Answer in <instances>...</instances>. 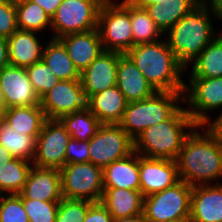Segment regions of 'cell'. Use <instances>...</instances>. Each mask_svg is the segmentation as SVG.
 <instances>
[{
  "label": "cell",
  "mask_w": 222,
  "mask_h": 222,
  "mask_svg": "<svg viewBox=\"0 0 222 222\" xmlns=\"http://www.w3.org/2000/svg\"><path fill=\"white\" fill-rule=\"evenodd\" d=\"M196 126L185 138L176 159L180 180L191 186L208 185L222 177V142L205 128ZM218 179V180H217Z\"/></svg>",
  "instance_id": "1"
},
{
  "label": "cell",
  "mask_w": 222,
  "mask_h": 222,
  "mask_svg": "<svg viewBox=\"0 0 222 222\" xmlns=\"http://www.w3.org/2000/svg\"><path fill=\"white\" fill-rule=\"evenodd\" d=\"M156 92H184L181 78L185 67L178 61L167 41L133 46L126 53Z\"/></svg>",
  "instance_id": "2"
},
{
  "label": "cell",
  "mask_w": 222,
  "mask_h": 222,
  "mask_svg": "<svg viewBox=\"0 0 222 222\" xmlns=\"http://www.w3.org/2000/svg\"><path fill=\"white\" fill-rule=\"evenodd\" d=\"M196 126L186 108L180 107L169 119L139 134L134 151L145 157L176 160L185 138Z\"/></svg>",
  "instance_id": "3"
},
{
  "label": "cell",
  "mask_w": 222,
  "mask_h": 222,
  "mask_svg": "<svg viewBox=\"0 0 222 222\" xmlns=\"http://www.w3.org/2000/svg\"><path fill=\"white\" fill-rule=\"evenodd\" d=\"M207 2L202 0L168 31V46L185 68L218 35L210 21Z\"/></svg>",
  "instance_id": "4"
},
{
  "label": "cell",
  "mask_w": 222,
  "mask_h": 222,
  "mask_svg": "<svg viewBox=\"0 0 222 222\" xmlns=\"http://www.w3.org/2000/svg\"><path fill=\"white\" fill-rule=\"evenodd\" d=\"M184 92H155L151 97L127 103L119 125L133 139L152 125L169 119L181 106Z\"/></svg>",
  "instance_id": "5"
},
{
  "label": "cell",
  "mask_w": 222,
  "mask_h": 222,
  "mask_svg": "<svg viewBox=\"0 0 222 222\" xmlns=\"http://www.w3.org/2000/svg\"><path fill=\"white\" fill-rule=\"evenodd\" d=\"M97 28L104 51L126 54L134 46L130 1L122 0L121 3H117L105 0L99 10Z\"/></svg>",
  "instance_id": "6"
},
{
  "label": "cell",
  "mask_w": 222,
  "mask_h": 222,
  "mask_svg": "<svg viewBox=\"0 0 222 222\" xmlns=\"http://www.w3.org/2000/svg\"><path fill=\"white\" fill-rule=\"evenodd\" d=\"M193 186L180 180L161 192L145 196L143 215L148 222L189 220Z\"/></svg>",
  "instance_id": "7"
},
{
  "label": "cell",
  "mask_w": 222,
  "mask_h": 222,
  "mask_svg": "<svg viewBox=\"0 0 222 222\" xmlns=\"http://www.w3.org/2000/svg\"><path fill=\"white\" fill-rule=\"evenodd\" d=\"M105 0H63L51 17L52 38L88 32L98 27L99 10Z\"/></svg>",
  "instance_id": "8"
},
{
  "label": "cell",
  "mask_w": 222,
  "mask_h": 222,
  "mask_svg": "<svg viewBox=\"0 0 222 222\" xmlns=\"http://www.w3.org/2000/svg\"><path fill=\"white\" fill-rule=\"evenodd\" d=\"M62 197L100 202L103 186V169L93 163L65 164L60 169Z\"/></svg>",
  "instance_id": "9"
},
{
  "label": "cell",
  "mask_w": 222,
  "mask_h": 222,
  "mask_svg": "<svg viewBox=\"0 0 222 222\" xmlns=\"http://www.w3.org/2000/svg\"><path fill=\"white\" fill-rule=\"evenodd\" d=\"M134 151V140L119 124H102L89 141V162L104 169Z\"/></svg>",
  "instance_id": "10"
},
{
  "label": "cell",
  "mask_w": 222,
  "mask_h": 222,
  "mask_svg": "<svg viewBox=\"0 0 222 222\" xmlns=\"http://www.w3.org/2000/svg\"><path fill=\"white\" fill-rule=\"evenodd\" d=\"M189 83L184 87L186 102L181 103H188L190 108L186 105V111L195 124L205 127L211 119L207 112L222 108V77L190 78Z\"/></svg>",
  "instance_id": "11"
},
{
  "label": "cell",
  "mask_w": 222,
  "mask_h": 222,
  "mask_svg": "<svg viewBox=\"0 0 222 222\" xmlns=\"http://www.w3.org/2000/svg\"><path fill=\"white\" fill-rule=\"evenodd\" d=\"M70 140V133L59 119H46L37 137L32 165L60 170L66 164V147Z\"/></svg>",
  "instance_id": "12"
},
{
  "label": "cell",
  "mask_w": 222,
  "mask_h": 222,
  "mask_svg": "<svg viewBox=\"0 0 222 222\" xmlns=\"http://www.w3.org/2000/svg\"><path fill=\"white\" fill-rule=\"evenodd\" d=\"M40 107L46 119H60L66 114L85 109L87 99L80 79L59 80L40 98Z\"/></svg>",
  "instance_id": "13"
},
{
  "label": "cell",
  "mask_w": 222,
  "mask_h": 222,
  "mask_svg": "<svg viewBox=\"0 0 222 222\" xmlns=\"http://www.w3.org/2000/svg\"><path fill=\"white\" fill-rule=\"evenodd\" d=\"M139 179L144 197L170 188L180 181L177 162L139 155Z\"/></svg>",
  "instance_id": "14"
},
{
  "label": "cell",
  "mask_w": 222,
  "mask_h": 222,
  "mask_svg": "<svg viewBox=\"0 0 222 222\" xmlns=\"http://www.w3.org/2000/svg\"><path fill=\"white\" fill-rule=\"evenodd\" d=\"M121 53L103 51L80 73V81L88 99L90 96L116 86L117 65Z\"/></svg>",
  "instance_id": "15"
},
{
  "label": "cell",
  "mask_w": 222,
  "mask_h": 222,
  "mask_svg": "<svg viewBox=\"0 0 222 222\" xmlns=\"http://www.w3.org/2000/svg\"><path fill=\"white\" fill-rule=\"evenodd\" d=\"M0 84L7 108L40 105L26 68L7 65L0 71Z\"/></svg>",
  "instance_id": "16"
},
{
  "label": "cell",
  "mask_w": 222,
  "mask_h": 222,
  "mask_svg": "<svg viewBox=\"0 0 222 222\" xmlns=\"http://www.w3.org/2000/svg\"><path fill=\"white\" fill-rule=\"evenodd\" d=\"M22 199L61 201V171L54 168L32 166L26 184L19 194Z\"/></svg>",
  "instance_id": "17"
},
{
  "label": "cell",
  "mask_w": 222,
  "mask_h": 222,
  "mask_svg": "<svg viewBox=\"0 0 222 222\" xmlns=\"http://www.w3.org/2000/svg\"><path fill=\"white\" fill-rule=\"evenodd\" d=\"M59 40L80 73L104 51L98 28L88 32L68 34Z\"/></svg>",
  "instance_id": "18"
},
{
  "label": "cell",
  "mask_w": 222,
  "mask_h": 222,
  "mask_svg": "<svg viewBox=\"0 0 222 222\" xmlns=\"http://www.w3.org/2000/svg\"><path fill=\"white\" fill-rule=\"evenodd\" d=\"M116 86L127 103L151 97L156 91L127 54H121L117 65Z\"/></svg>",
  "instance_id": "19"
},
{
  "label": "cell",
  "mask_w": 222,
  "mask_h": 222,
  "mask_svg": "<svg viewBox=\"0 0 222 222\" xmlns=\"http://www.w3.org/2000/svg\"><path fill=\"white\" fill-rule=\"evenodd\" d=\"M190 222H222V184L192 188Z\"/></svg>",
  "instance_id": "20"
},
{
  "label": "cell",
  "mask_w": 222,
  "mask_h": 222,
  "mask_svg": "<svg viewBox=\"0 0 222 222\" xmlns=\"http://www.w3.org/2000/svg\"><path fill=\"white\" fill-rule=\"evenodd\" d=\"M100 202L113 219L143 214L144 196L140 190L104 188Z\"/></svg>",
  "instance_id": "21"
},
{
  "label": "cell",
  "mask_w": 222,
  "mask_h": 222,
  "mask_svg": "<svg viewBox=\"0 0 222 222\" xmlns=\"http://www.w3.org/2000/svg\"><path fill=\"white\" fill-rule=\"evenodd\" d=\"M127 101L117 86L96 93L87 99V108L102 124H119Z\"/></svg>",
  "instance_id": "22"
},
{
  "label": "cell",
  "mask_w": 222,
  "mask_h": 222,
  "mask_svg": "<svg viewBox=\"0 0 222 222\" xmlns=\"http://www.w3.org/2000/svg\"><path fill=\"white\" fill-rule=\"evenodd\" d=\"M104 188L140 190L139 154L133 151L103 169Z\"/></svg>",
  "instance_id": "23"
},
{
  "label": "cell",
  "mask_w": 222,
  "mask_h": 222,
  "mask_svg": "<svg viewBox=\"0 0 222 222\" xmlns=\"http://www.w3.org/2000/svg\"><path fill=\"white\" fill-rule=\"evenodd\" d=\"M35 31L17 29L8 38L10 64L27 68L42 60L43 49Z\"/></svg>",
  "instance_id": "24"
},
{
  "label": "cell",
  "mask_w": 222,
  "mask_h": 222,
  "mask_svg": "<svg viewBox=\"0 0 222 222\" xmlns=\"http://www.w3.org/2000/svg\"><path fill=\"white\" fill-rule=\"evenodd\" d=\"M202 0H167L145 7L146 12L163 34L187 15Z\"/></svg>",
  "instance_id": "25"
},
{
  "label": "cell",
  "mask_w": 222,
  "mask_h": 222,
  "mask_svg": "<svg viewBox=\"0 0 222 222\" xmlns=\"http://www.w3.org/2000/svg\"><path fill=\"white\" fill-rule=\"evenodd\" d=\"M46 120L43 109L37 106L10 107L4 112V121L14 130L38 137Z\"/></svg>",
  "instance_id": "26"
},
{
  "label": "cell",
  "mask_w": 222,
  "mask_h": 222,
  "mask_svg": "<svg viewBox=\"0 0 222 222\" xmlns=\"http://www.w3.org/2000/svg\"><path fill=\"white\" fill-rule=\"evenodd\" d=\"M42 61L46 63L59 80L80 79V72L59 39L51 38L49 40L43 49Z\"/></svg>",
  "instance_id": "27"
},
{
  "label": "cell",
  "mask_w": 222,
  "mask_h": 222,
  "mask_svg": "<svg viewBox=\"0 0 222 222\" xmlns=\"http://www.w3.org/2000/svg\"><path fill=\"white\" fill-rule=\"evenodd\" d=\"M190 78L222 77V35L218 34L192 61Z\"/></svg>",
  "instance_id": "28"
},
{
  "label": "cell",
  "mask_w": 222,
  "mask_h": 222,
  "mask_svg": "<svg viewBox=\"0 0 222 222\" xmlns=\"http://www.w3.org/2000/svg\"><path fill=\"white\" fill-rule=\"evenodd\" d=\"M0 144L4 146L14 158L32 162L36 155L37 137L18 132L3 120L0 124Z\"/></svg>",
  "instance_id": "29"
},
{
  "label": "cell",
  "mask_w": 222,
  "mask_h": 222,
  "mask_svg": "<svg viewBox=\"0 0 222 222\" xmlns=\"http://www.w3.org/2000/svg\"><path fill=\"white\" fill-rule=\"evenodd\" d=\"M59 120L70 133L71 138L81 142H89L102 125L87 107L83 110L66 114Z\"/></svg>",
  "instance_id": "30"
},
{
  "label": "cell",
  "mask_w": 222,
  "mask_h": 222,
  "mask_svg": "<svg viewBox=\"0 0 222 222\" xmlns=\"http://www.w3.org/2000/svg\"><path fill=\"white\" fill-rule=\"evenodd\" d=\"M31 161L13 158L0 167V195L20 194L26 184Z\"/></svg>",
  "instance_id": "31"
},
{
  "label": "cell",
  "mask_w": 222,
  "mask_h": 222,
  "mask_svg": "<svg viewBox=\"0 0 222 222\" xmlns=\"http://www.w3.org/2000/svg\"><path fill=\"white\" fill-rule=\"evenodd\" d=\"M17 27L20 30L42 31L51 28V17L38 4L29 0H15Z\"/></svg>",
  "instance_id": "32"
},
{
  "label": "cell",
  "mask_w": 222,
  "mask_h": 222,
  "mask_svg": "<svg viewBox=\"0 0 222 222\" xmlns=\"http://www.w3.org/2000/svg\"><path fill=\"white\" fill-rule=\"evenodd\" d=\"M130 22L134 46L158 41L163 33L146 12L145 8L130 2ZM162 34V35H161Z\"/></svg>",
  "instance_id": "33"
},
{
  "label": "cell",
  "mask_w": 222,
  "mask_h": 222,
  "mask_svg": "<svg viewBox=\"0 0 222 222\" xmlns=\"http://www.w3.org/2000/svg\"><path fill=\"white\" fill-rule=\"evenodd\" d=\"M26 71L39 98L51 90L59 81L57 76L42 60L27 67Z\"/></svg>",
  "instance_id": "34"
},
{
  "label": "cell",
  "mask_w": 222,
  "mask_h": 222,
  "mask_svg": "<svg viewBox=\"0 0 222 222\" xmlns=\"http://www.w3.org/2000/svg\"><path fill=\"white\" fill-rule=\"evenodd\" d=\"M29 222H55L60 201L22 199Z\"/></svg>",
  "instance_id": "35"
},
{
  "label": "cell",
  "mask_w": 222,
  "mask_h": 222,
  "mask_svg": "<svg viewBox=\"0 0 222 222\" xmlns=\"http://www.w3.org/2000/svg\"><path fill=\"white\" fill-rule=\"evenodd\" d=\"M93 203L87 200L62 198L55 222H84L88 208Z\"/></svg>",
  "instance_id": "36"
},
{
  "label": "cell",
  "mask_w": 222,
  "mask_h": 222,
  "mask_svg": "<svg viewBox=\"0 0 222 222\" xmlns=\"http://www.w3.org/2000/svg\"><path fill=\"white\" fill-rule=\"evenodd\" d=\"M0 222H29L19 194L0 195Z\"/></svg>",
  "instance_id": "37"
},
{
  "label": "cell",
  "mask_w": 222,
  "mask_h": 222,
  "mask_svg": "<svg viewBox=\"0 0 222 222\" xmlns=\"http://www.w3.org/2000/svg\"><path fill=\"white\" fill-rule=\"evenodd\" d=\"M17 29L15 0H0V37L9 38Z\"/></svg>",
  "instance_id": "38"
},
{
  "label": "cell",
  "mask_w": 222,
  "mask_h": 222,
  "mask_svg": "<svg viewBox=\"0 0 222 222\" xmlns=\"http://www.w3.org/2000/svg\"><path fill=\"white\" fill-rule=\"evenodd\" d=\"M89 162V142L72 139L66 147V164Z\"/></svg>",
  "instance_id": "39"
},
{
  "label": "cell",
  "mask_w": 222,
  "mask_h": 222,
  "mask_svg": "<svg viewBox=\"0 0 222 222\" xmlns=\"http://www.w3.org/2000/svg\"><path fill=\"white\" fill-rule=\"evenodd\" d=\"M84 222H114V219L101 202H94L88 208Z\"/></svg>",
  "instance_id": "40"
},
{
  "label": "cell",
  "mask_w": 222,
  "mask_h": 222,
  "mask_svg": "<svg viewBox=\"0 0 222 222\" xmlns=\"http://www.w3.org/2000/svg\"><path fill=\"white\" fill-rule=\"evenodd\" d=\"M38 4L44 11L52 17L63 0H29Z\"/></svg>",
  "instance_id": "41"
},
{
  "label": "cell",
  "mask_w": 222,
  "mask_h": 222,
  "mask_svg": "<svg viewBox=\"0 0 222 222\" xmlns=\"http://www.w3.org/2000/svg\"><path fill=\"white\" fill-rule=\"evenodd\" d=\"M213 121V122H212ZM208 122L205 126L215 136L217 140L222 142V113L214 120Z\"/></svg>",
  "instance_id": "42"
},
{
  "label": "cell",
  "mask_w": 222,
  "mask_h": 222,
  "mask_svg": "<svg viewBox=\"0 0 222 222\" xmlns=\"http://www.w3.org/2000/svg\"><path fill=\"white\" fill-rule=\"evenodd\" d=\"M9 64L8 38L0 37V71Z\"/></svg>",
  "instance_id": "43"
},
{
  "label": "cell",
  "mask_w": 222,
  "mask_h": 222,
  "mask_svg": "<svg viewBox=\"0 0 222 222\" xmlns=\"http://www.w3.org/2000/svg\"><path fill=\"white\" fill-rule=\"evenodd\" d=\"M211 3L208 5L210 9V13L217 17V19H222V0H210Z\"/></svg>",
  "instance_id": "44"
},
{
  "label": "cell",
  "mask_w": 222,
  "mask_h": 222,
  "mask_svg": "<svg viewBox=\"0 0 222 222\" xmlns=\"http://www.w3.org/2000/svg\"><path fill=\"white\" fill-rule=\"evenodd\" d=\"M13 158L12 154L0 144V167L4 166L5 163H8V161Z\"/></svg>",
  "instance_id": "45"
},
{
  "label": "cell",
  "mask_w": 222,
  "mask_h": 222,
  "mask_svg": "<svg viewBox=\"0 0 222 222\" xmlns=\"http://www.w3.org/2000/svg\"><path fill=\"white\" fill-rule=\"evenodd\" d=\"M135 6L145 8L155 3H165L167 0H129Z\"/></svg>",
  "instance_id": "46"
},
{
  "label": "cell",
  "mask_w": 222,
  "mask_h": 222,
  "mask_svg": "<svg viewBox=\"0 0 222 222\" xmlns=\"http://www.w3.org/2000/svg\"><path fill=\"white\" fill-rule=\"evenodd\" d=\"M114 222H148L144 215H138L135 217H127V218H120V219H114Z\"/></svg>",
  "instance_id": "47"
},
{
  "label": "cell",
  "mask_w": 222,
  "mask_h": 222,
  "mask_svg": "<svg viewBox=\"0 0 222 222\" xmlns=\"http://www.w3.org/2000/svg\"><path fill=\"white\" fill-rule=\"evenodd\" d=\"M6 109H7V107H6V103H5V97H4V93L2 90V86L0 84V110L5 112Z\"/></svg>",
  "instance_id": "48"
},
{
  "label": "cell",
  "mask_w": 222,
  "mask_h": 222,
  "mask_svg": "<svg viewBox=\"0 0 222 222\" xmlns=\"http://www.w3.org/2000/svg\"><path fill=\"white\" fill-rule=\"evenodd\" d=\"M4 120V112L0 110V124Z\"/></svg>",
  "instance_id": "49"
},
{
  "label": "cell",
  "mask_w": 222,
  "mask_h": 222,
  "mask_svg": "<svg viewBox=\"0 0 222 222\" xmlns=\"http://www.w3.org/2000/svg\"><path fill=\"white\" fill-rule=\"evenodd\" d=\"M168 222H190V220H176V221H168Z\"/></svg>",
  "instance_id": "50"
}]
</instances>
